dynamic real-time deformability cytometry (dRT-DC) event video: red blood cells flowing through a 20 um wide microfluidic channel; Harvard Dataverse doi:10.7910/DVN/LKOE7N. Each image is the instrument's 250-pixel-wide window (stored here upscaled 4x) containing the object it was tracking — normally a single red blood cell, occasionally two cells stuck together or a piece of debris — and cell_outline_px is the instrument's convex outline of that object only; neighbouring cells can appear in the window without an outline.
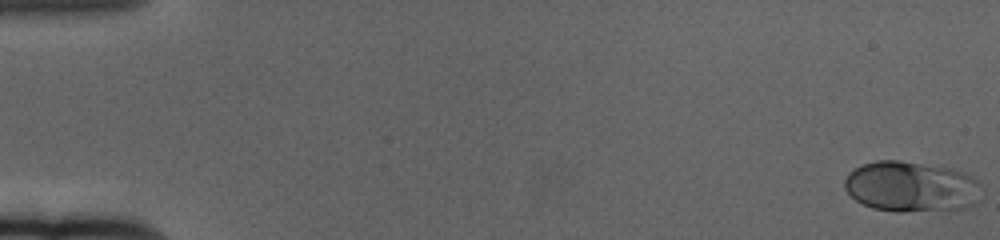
{"species": "human", "species_latin": "Homo sapiens", "temperature_condition": "cold", "stored_images_in_passage": 61, "camera_frame_rate_fps": 3000, "um_per_image_px": 0.085, "donor": {"sex": "female"}, "frame": {"image": 1, "passage_image": 1, "time_ms": 0.0, "image_size_px": [1000, 240], "cell_outline_px": [[980, 184], [976, 204], [964, 208], [904, 212], [896, 212], [872, 208], [856, 200], [844, 188], [844, 180], [848, 172], [864, 164], [876, 160], [900, 160], [952, 168], [964, 172], [972, 176]], "centroid_in_image_um": [77.43, 15.86], "position_along_channel_um": 7.6, "area_um2": 40.46}}
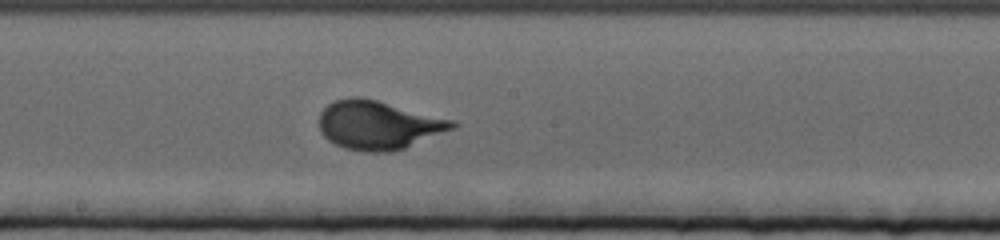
{"frame": {"image": 2, "passage_image": 34, "time_ms": 11.0, "image_size_px": [1000, 240], "cell_outline_px": [[456, 128], [404, 148], [392, 152], [364, 152], [344, 148], [328, 140], [320, 132], [320, 112], [328, 104], [336, 100], [348, 96], [360, 96], [376, 100], [452, 120], [456, 124]], "centroid_in_image_um": [32.12, 10.63], "position_along_channel_um": 216.1, "area_um2": 37.57}}
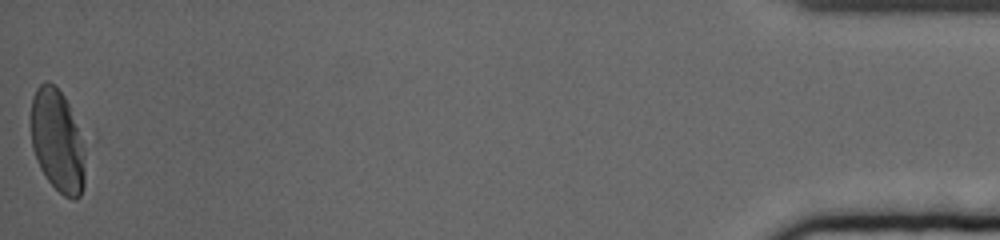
{"frame": {"image": 3, "passage_image": 61, "time_ms": 20.0, "image_size_px": [1000, 240], "cell_outline_px": [[96, 140], [84, 184], [80, 196], [76, 200], [72, 200], [64, 196], [48, 180], [40, 168], [36, 160], [32, 148], [32, 96], [36, 88], [44, 80], [48, 80], [64, 96], [96, 132]], "centroid_in_image_um": [5.18, 11.94], "position_along_channel_um": 430.0, "area_um2": 37.11}, "authors_computed_cell_mechanics": {"area_um2": 35.7782, "velocity_mm_per_s": 3.3507, "shape_relaxation_time_tau1_ms": 3.3676, "shape_relaxation_time_tau2_ms": null, "deformation_change_tau1": 0.1799, "deformation_change_tau2": null}}